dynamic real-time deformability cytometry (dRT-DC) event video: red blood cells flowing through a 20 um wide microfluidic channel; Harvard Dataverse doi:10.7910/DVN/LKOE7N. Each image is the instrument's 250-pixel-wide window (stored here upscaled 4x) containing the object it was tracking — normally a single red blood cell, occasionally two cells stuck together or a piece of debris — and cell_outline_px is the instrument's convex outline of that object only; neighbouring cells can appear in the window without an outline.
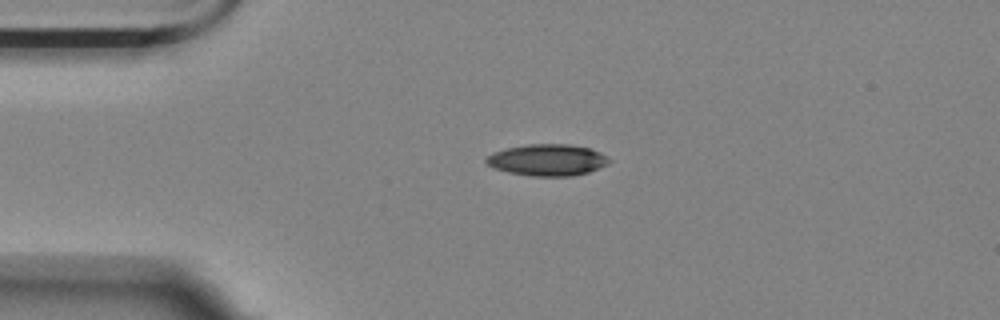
{"species": "Egyptian fruit bat (a non-hibernating species)", "species_latin": "Rousettus aegyptiacus", "temperature_condition": "room temperature", "stored_images_in_passage": 45, "camera_frame_rate_fps": 3000, "um_per_image_px": 0.085, "animal": {"sex": "female"}, "frame": {"image": 1, "passage_image": 1, "time_ms": 0.0, "image_size_px": [1000, 320], "cell_outline_px": [[612, 160], [608, 164], [588, 172], [572, 176], [532, 176], [508, 172], [492, 168], [484, 160], [492, 152], [508, 148], [528, 144], [568, 144], [588, 148], [600, 152], [608, 156]], "centroid_in_image_um": [46.53, 13.6], "position_along_channel_um": 38.5, "area_um2": 22.6}}
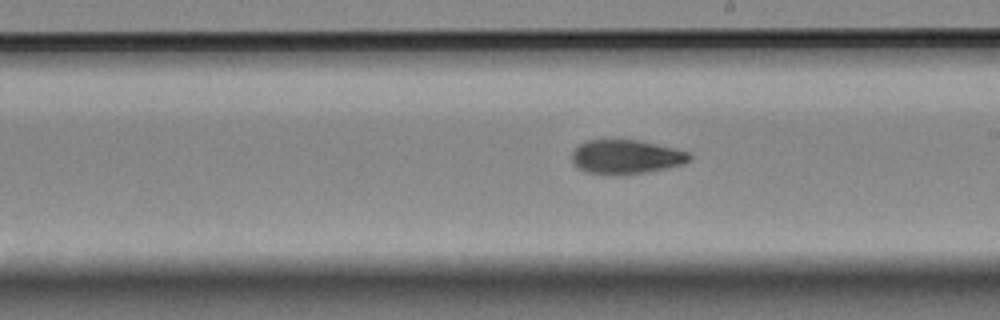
{"frame": {"image": 2, "passage_image": 20, "time_ms": 6.333, "image_size_px": [1000, 320], "cell_outline_px": [[692, 160], [684, 164], [648, 172], [584, 172], [576, 168], [572, 164], [572, 152], [580, 144], [588, 140], [636, 140], [672, 148], [688, 152], [692, 156]], "centroid_in_image_um": [53.21, 13.31], "position_along_channel_um": 235.8, "area_um2": 22.66}}
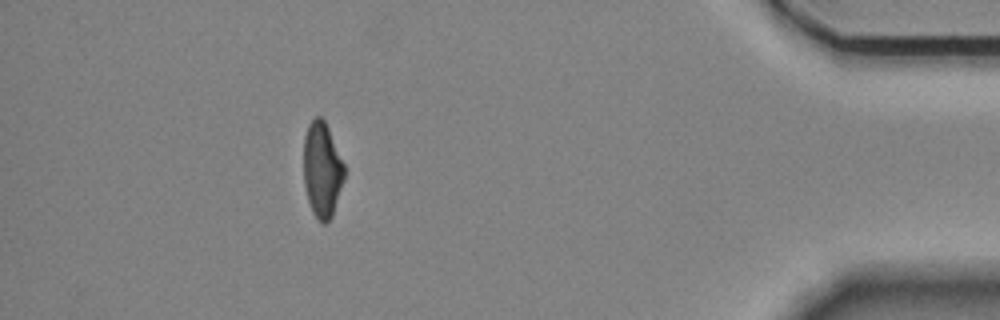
{"frame": {"image": 3, "passage_image": 39, "time_ms": 12.667, "image_size_px": [1000, 320], "cell_outline_px": [[344, 180], [332, 216], [324, 224], [312, 212], [308, 200], [304, 184], [304, 136], [308, 124], [316, 116], [320, 116], [324, 120], [328, 128], [344, 164]], "centroid_in_image_um": [27.37, 14.41], "position_along_channel_um": 407.8, "area_um2": 22.37}, "authors_computed_cell_mechanics": {"area_um2": 23.12, "velocity_mm_per_s": 3.5421, "shape_relaxation_time_tau1_ms": 4.458, "shape_relaxation_time_tau2_ms": 3.2124, "deformation_change_tau1": 0.1544, "deformation_change_tau2": 0.094}}